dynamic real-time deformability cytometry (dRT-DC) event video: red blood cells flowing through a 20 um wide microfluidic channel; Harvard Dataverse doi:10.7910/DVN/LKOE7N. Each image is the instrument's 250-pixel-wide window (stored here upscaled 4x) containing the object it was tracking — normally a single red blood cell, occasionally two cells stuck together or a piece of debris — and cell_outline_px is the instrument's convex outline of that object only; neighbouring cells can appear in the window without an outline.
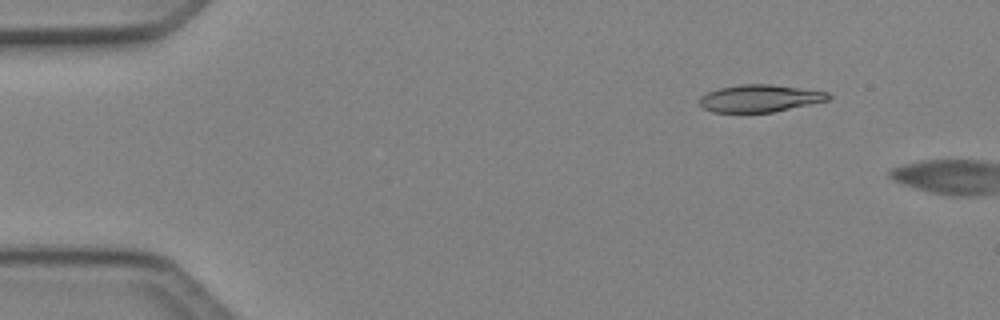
{"species": "Egyptian fruit bat (a non-hibernating species)", "species_latin": "Rousettus aegyptiacus", "temperature_condition": "cold", "stored_images_in_passage": 2, "camera_frame_rate_fps": 3000, "um_per_image_px": 0.085, "animal": {"sex": "female"}, "frame": {"image": 1, "passage_image": 1, "time_ms": 0.0, "image_size_px": [1000, 320], "cell_outline_px": [[832, 96], [828, 100], [772, 112], [712, 112], [704, 108], [700, 104], [700, 96], [708, 92], [720, 88], [740, 84], [772, 84], [828, 92]], "centroid_in_image_um": [64.58, 8.35], "position_along_channel_um": 20.4, "area_um2": 20.29}}